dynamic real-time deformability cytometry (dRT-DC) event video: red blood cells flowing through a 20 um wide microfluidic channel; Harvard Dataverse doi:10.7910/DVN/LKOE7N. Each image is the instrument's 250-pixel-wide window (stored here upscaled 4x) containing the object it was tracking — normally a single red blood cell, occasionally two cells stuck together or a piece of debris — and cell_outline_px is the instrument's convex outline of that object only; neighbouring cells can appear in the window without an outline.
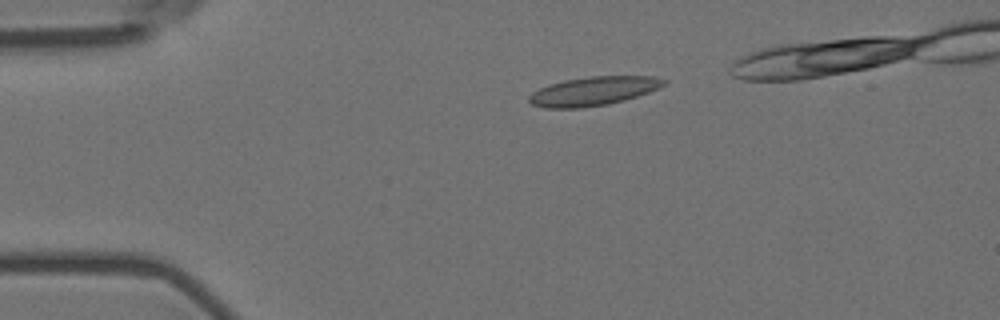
{"species": "Egyptian fruit bat (a non-hibernating species)", "species_latin": "Rousettus aegyptiacus", "temperature_condition": "room temperature", "stored_images_in_passage": 39, "camera_frame_rate_fps": 3000, "um_per_image_px": 0.085, "animal": {"sex": "female"}, "frame": {"image": 1, "passage_image": 1, "time_ms": 0.0, "image_size_px": [1000, 320], "cell_outline_px": [[668, 84], [648, 92], [624, 100], [608, 104], [584, 108], [544, 108], [532, 104], [528, 100], [528, 96], [532, 92], [548, 84], [564, 80], [592, 76], [656, 76], [668, 80]], "centroid_in_image_um": [50.45, 7.74], "position_along_channel_um": 34.6, "area_um2": 22.83}}
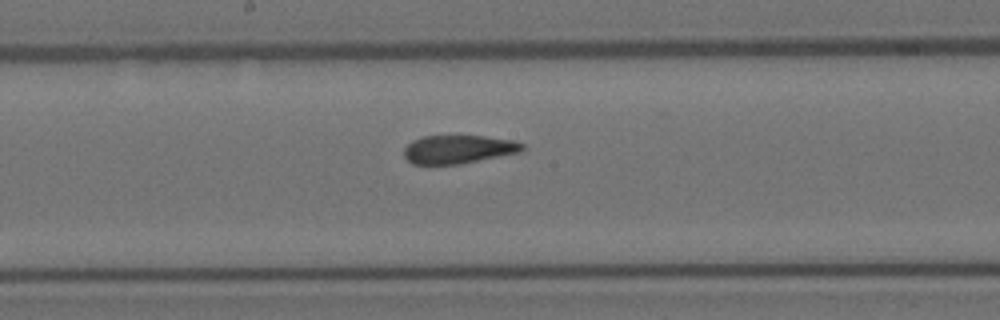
{"frame": {"image": 2, "passage_image": 19, "time_ms": 6.0, "image_size_px": [1000, 320], "cell_outline_px": [[524, 148], [520, 152], [460, 164], [412, 164], [404, 156], [404, 148], [412, 140], [424, 136], [484, 136], [516, 140], [524, 144]], "centroid_in_image_um": [38.97, 12.68], "position_along_channel_um": 209.2, "area_um2": 19.59}}
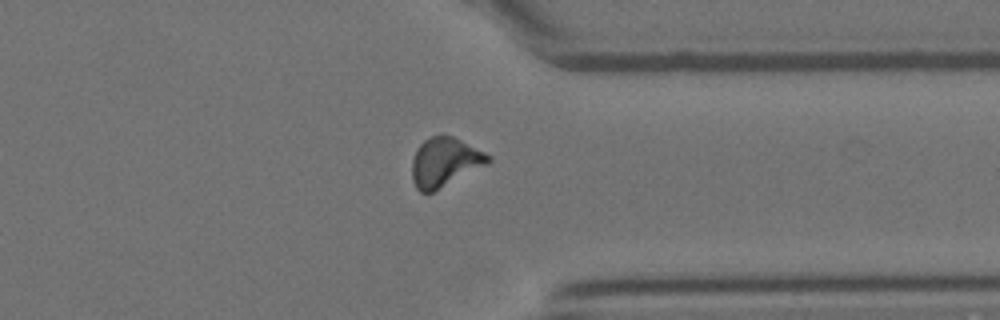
{"frame": {"image": 3, "passage_image": 33, "time_ms": 10.667, "image_size_px": [1000, 320], "cell_outline_px": [[492, 160], [488, 164], [432, 192], [420, 192], [416, 188], [412, 180], [412, 160], [416, 148], [424, 140], [440, 132], [444, 132], [492, 156]], "centroid_in_image_um": [37.79, 13.75], "position_along_channel_um": 373.6, "area_um2": 21.91}, "authors_computed_cell_mechanics": {"area_um2": 21.2704, "velocity_mm_per_s": 3.5858, "shape_relaxation_time_tau1_ms": null, "shape_relaxation_time_tau2_ms": 1.9246, "deformation_change_tau1": null, "deformation_change_tau2": 0.0603}}